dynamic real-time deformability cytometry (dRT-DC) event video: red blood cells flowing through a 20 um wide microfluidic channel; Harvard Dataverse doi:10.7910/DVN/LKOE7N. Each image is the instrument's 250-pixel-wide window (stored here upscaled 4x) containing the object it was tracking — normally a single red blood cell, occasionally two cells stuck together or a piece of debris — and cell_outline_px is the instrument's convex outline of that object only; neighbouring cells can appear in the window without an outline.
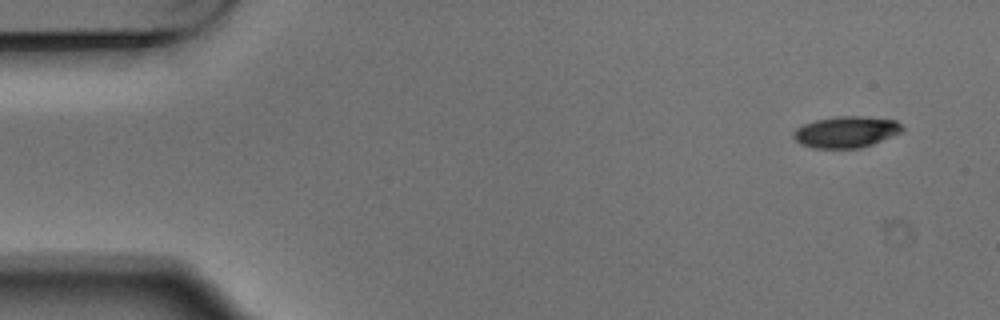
{"species": "Egyptian fruit bat (a non-hibernating species)", "species_latin": "Rousettus aegyptiacus", "temperature_condition": "warm", "stored_images_in_passage": 5, "camera_frame_rate_fps": 3000, "um_per_image_px": 0.085, "animal": {"sex": "male"}, "frame": {"image": 1, "passage_image": 1, "time_ms": 0.0, "image_size_px": [1000, 320], "cell_outline_px": [[904, 132], [872, 144], [860, 148], [816, 148], [800, 144], [792, 136], [792, 132], [796, 128], [804, 124], [816, 120], [836, 116], [860, 116], [896, 120], [904, 128]], "centroid_in_image_um": [71.93, 11.21], "position_along_channel_um": 13.1, "area_um2": 19.94}}
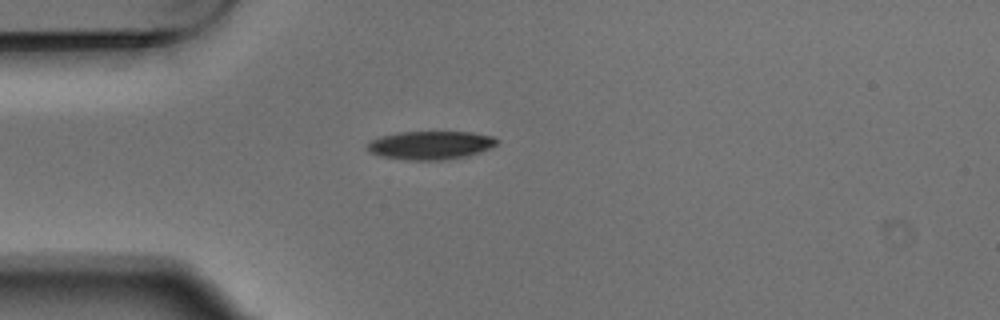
{"frame": {"image": 2, "passage_image": 4, "time_ms": 1.0, "image_size_px": [1000, 320], "cell_outline_px": [[500, 140], [492, 148], [468, 156], [444, 160], [404, 160], [380, 156], [368, 152], [368, 144], [372, 140], [380, 136], [400, 132], [472, 132], [492, 136]], "centroid_in_image_um": [36.62, 12.35], "position_along_channel_um": 48.4, "area_um2": 21.62}}